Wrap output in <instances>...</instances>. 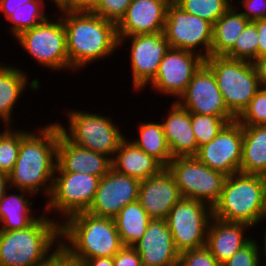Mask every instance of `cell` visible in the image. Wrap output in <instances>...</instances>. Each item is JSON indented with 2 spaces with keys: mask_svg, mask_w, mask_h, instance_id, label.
<instances>
[{
  "mask_svg": "<svg viewBox=\"0 0 266 266\" xmlns=\"http://www.w3.org/2000/svg\"><path fill=\"white\" fill-rule=\"evenodd\" d=\"M80 266H114L113 257L86 259Z\"/></svg>",
  "mask_w": 266,
  "mask_h": 266,
  "instance_id": "46",
  "label": "cell"
},
{
  "mask_svg": "<svg viewBox=\"0 0 266 266\" xmlns=\"http://www.w3.org/2000/svg\"><path fill=\"white\" fill-rule=\"evenodd\" d=\"M242 126L266 125V88L261 87L236 118Z\"/></svg>",
  "mask_w": 266,
  "mask_h": 266,
  "instance_id": "36",
  "label": "cell"
},
{
  "mask_svg": "<svg viewBox=\"0 0 266 266\" xmlns=\"http://www.w3.org/2000/svg\"><path fill=\"white\" fill-rule=\"evenodd\" d=\"M45 8V0L29 1L16 8L13 14L7 18V22L10 23L8 29L11 32V36L16 38L23 31L32 29L42 21H45L48 18Z\"/></svg>",
  "mask_w": 266,
  "mask_h": 266,
  "instance_id": "31",
  "label": "cell"
},
{
  "mask_svg": "<svg viewBox=\"0 0 266 266\" xmlns=\"http://www.w3.org/2000/svg\"><path fill=\"white\" fill-rule=\"evenodd\" d=\"M232 5L214 24L210 56H224L250 22Z\"/></svg>",
  "mask_w": 266,
  "mask_h": 266,
  "instance_id": "28",
  "label": "cell"
},
{
  "mask_svg": "<svg viewBox=\"0 0 266 266\" xmlns=\"http://www.w3.org/2000/svg\"><path fill=\"white\" fill-rule=\"evenodd\" d=\"M163 32L170 48L191 51L204 59L210 57L213 24L185 12L173 0L167 8Z\"/></svg>",
  "mask_w": 266,
  "mask_h": 266,
  "instance_id": "12",
  "label": "cell"
},
{
  "mask_svg": "<svg viewBox=\"0 0 266 266\" xmlns=\"http://www.w3.org/2000/svg\"><path fill=\"white\" fill-rule=\"evenodd\" d=\"M166 168L173 175L183 198L213 207L220 198L226 176L201 163L196 156L175 157Z\"/></svg>",
  "mask_w": 266,
  "mask_h": 266,
  "instance_id": "10",
  "label": "cell"
},
{
  "mask_svg": "<svg viewBox=\"0 0 266 266\" xmlns=\"http://www.w3.org/2000/svg\"><path fill=\"white\" fill-rule=\"evenodd\" d=\"M133 248L141 256L142 266H178L179 253L166 219H151Z\"/></svg>",
  "mask_w": 266,
  "mask_h": 266,
  "instance_id": "20",
  "label": "cell"
},
{
  "mask_svg": "<svg viewBox=\"0 0 266 266\" xmlns=\"http://www.w3.org/2000/svg\"><path fill=\"white\" fill-rule=\"evenodd\" d=\"M140 180L114 170L101 177L88 213L114 219L127 204L138 200Z\"/></svg>",
  "mask_w": 266,
  "mask_h": 266,
  "instance_id": "17",
  "label": "cell"
},
{
  "mask_svg": "<svg viewBox=\"0 0 266 266\" xmlns=\"http://www.w3.org/2000/svg\"><path fill=\"white\" fill-rule=\"evenodd\" d=\"M176 102L190 113L219 116L227 123L236 120L225 105L212 70L205 63L195 72Z\"/></svg>",
  "mask_w": 266,
  "mask_h": 266,
  "instance_id": "14",
  "label": "cell"
},
{
  "mask_svg": "<svg viewBox=\"0 0 266 266\" xmlns=\"http://www.w3.org/2000/svg\"><path fill=\"white\" fill-rule=\"evenodd\" d=\"M112 168V159L102 153L88 150L71 142L60 130L55 172L88 173L97 177Z\"/></svg>",
  "mask_w": 266,
  "mask_h": 266,
  "instance_id": "21",
  "label": "cell"
},
{
  "mask_svg": "<svg viewBox=\"0 0 266 266\" xmlns=\"http://www.w3.org/2000/svg\"><path fill=\"white\" fill-rule=\"evenodd\" d=\"M250 229L252 227L244 223L212 217L207 230L206 247L222 265L253 238L246 235Z\"/></svg>",
  "mask_w": 266,
  "mask_h": 266,
  "instance_id": "23",
  "label": "cell"
},
{
  "mask_svg": "<svg viewBox=\"0 0 266 266\" xmlns=\"http://www.w3.org/2000/svg\"><path fill=\"white\" fill-rule=\"evenodd\" d=\"M204 60L197 53L170 48L160 62L155 78L149 83L150 87L164 96L172 95L177 101Z\"/></svg>",
  "mask_w": 266,
  "mask_h": 266,
  "instance_id": "15",
  "label": "cell"
},
{
  "mask_svg": "<svg viewBox=\"0 0 266 266\" xmlns=\"http://www.w3.org/2000/svg\"><path fill=\"white\" fill-rule=\"evenodd\" d=\"M119 47L128 42L130 44V66L132 86L135 91L143 92L155 78L159 64L170 49L164 32L153 34H139L118 37ZM143 90V91H142Z\"/></svg>",
  "mask_w": 266,
  "mask_h": 266,
  "instance_id": "13",
  "label": "cell"
},
{
  "mask_svg": "<svg viewBox=\"0 0 266 266\" xmlns=\"http://www.w3.org/2000/svg\"><path fill=\"white\" fill-rule=\"evenodd\" d=\"M114 266H142L141 256L133 247L123 246L113 256Z\"/></svg>",
  "mask_w": 266,
  "mask_h": 266,
  "instance_id": "41",
  "label": "cell"
},
{
  "mask_svg": "<svg viewBox=\"0 0 266 266\" xmlns=\"http://www.w3.org/2000/svg\"><path fill=\"white\" fill-rule=\"evenodd\" d=\"M151 219L138 200L123 207L114 218L123 246L133 247L142 238Z\"/></svg>",
  "mask_w": 266,
  "mask_h": 266,
  "instance_id": "29",
  "label": "cell"
},
{
  "mask_svg": "<svg viewBox=\"0 0 266 266\" xmlns=\"http://www.w3.org/2000/svg\"><path fill=\"white\" fill-rule=\"evenodd\" d=\"M28 73L12 64L0 62V121L5 126H12L15 117H12L18 100L30 85V90L37 91L40 81L34 78L28 82Z\"/></svg>",
  "mask_w": 266,
  "mask_h": 266,
  "instance_id": "24",
  "label": "cell"
},
{
  "mask_svg": "<svg viewBox=\"0 0 266 266\" xmlns=\"http://www.w3.org/2000/svg\"><path fill=\"white\" fill-rule=\"evenodd\" d=\"M16 191L18 194L8 193L7 190L0 201V231L24 229L39 217L37 214L33 215L31 207L34 204L31 199L35 195L25 190Z\"/></svg>",
  "mask_w": 266,
  "mask_h": 266,
  "instance_id": "26",
  "label": "cell"
},
{
  "mask_svg": "<svg viewBox=\"0 0 266 266\" xmlns=\"http://www.w3.org/2000/svg\"><path fill=\"white\" fill-rule=\"evenodd\" d=\"M182 198L173 175L166 167L157 175L140 181L138 201L152 219H166Z\"/></svg>",
  "mask_w": 266,
  "mask_h": 266,
  "instance_id": "18",
  "label": "cell"
},
{
  "mask_svg": "<svg viewBox=\"0 0 266 266\" xmlns=\"http://www.w3.org/2000/svg\"><path fill=\"white\" fill-rule=\"evenodd\" d=\"M99 0H54L57 10L71 8L74 10H91Z\"/></svg>",
  "mask_w": 266,
  "mask_h": 266,
  "instance_id": "42",
  "label": "cell"
},
{
  "mask_svg": "<svg viewBox=\"0 0 266 266\" xmlns=\"http://www.w3.org/2000/svg\"><path fill=\"white\" fill-rule=\"evenodd\" d=\"M178 266H221L204 246L199 249L187 250L179 254Z\"/></svg>",
  "mask_w": 266,
  "mask_h": 266,
  "instance_id": "39",
  "label": "cell"
},
{
  "mask_svg": "<svg viewBox=\"0 0 266 266\" xmlns=\"http://www.w3.org/2000/svg\"><path fill=\"white\" fill-rule=\"evenodd\" d=\"M213 217L256 227L266 221V177L235 173L226 176Z\"/></svg>",
  "mask_w": 266,
  "mask_h": 266,
  "instance_id": "5",
  "label": "cell"
},
{
  "mask_svg": "<svg viewBox=\"0 0 266 266\" xmlns=\"http://www.w3.org/2000/svg\"><path fill=\"white\" fill-rule=\"evenodd\" d=\"M240 12L249 21L266 18V0H238ZM242 10V11H241ZM244 10V11H243Z\"/></svg>",
  "mask_w": 266,
  "mask_h": 266,
  "instance_id": "40",
  "label": "cell"
},
{
  "mask_svg": "<svg viewBox=\"0 0 266 266\" xmlns=\"http://www.w3.org/2000/svg\"><path fill=\"white\" fill-rule=\"evenodd\" d=\"M57 18L48 17L32 29L23 31L15 41H18L22 49L34 58L40 67L66 71L70 69L66 30L60 13Z\"/></svg>",
  "mask_w": 266,
  "mask_h": 266,
  "instance_id": "8",
  "label": "cell"
},
{
  "mask_svg": "<svg viewBox=\"0 0 266 266\" xmlns=\"http://www.w3.org/2000/svg\"><path fill=\"white\" fill-rule=\"evenodd\" d=\"M29 1L33 0H0L1 14L3 13L5 18L7 19L13 14L16 8H19V6H22Z\"/></svg>",
  "mask_w": 266,
  "mask_h": 266,
  "instance_id": "44",
  "label": "cell"
},
{
  "mask_svg": "<svg viewBox=\"0 0 266 266\" xmlns=\"http://www.w3.org/2000/svg\"><path fill=\"white\" fill-rule=\"evenodd\" d=\"M132 1L133 0H99L91 11L97 16L117 25L125 15Z\"/></svg>",
  "mask_w": 266,
  "mask_h": 266,
  "instance_id": "38",
  "label": "cell"
},
{
  "mask_svg": "<svg viewBox=\"0 0 266 266\" xmlns=\"http://www.w3.org/2000/svg\"><path fill=\"white\" fill-rule=\"evenodd\" d=\"M240 173L266 176V125L242 126Z\"/></svg>",
  "mask_w": 266,
  "mask_h": 266,
  "instance_id": "27",
  "label": "cell"
},
{
  "mask_svg": "<svg viewBox=\"0 0 266 266\" xmlns=\"http://www.w3.org/2000/svg\"><path fill=\"white\" fill-rule=\"evenodd\" d=\"M226 124L219 116L191 113V125L198 147L209 143Z\"/></svg>",
  "mask_w": 266,
  "mask_h": 266,
  "instance_id": "35",
  "label": "cell"
},
{
  "mask_svg": "<svg viewBox=\"0 0 266 266\" xmlns=\"http://www.w3.org/2000/svg\"><path fill=\"white\" fill-rule=\"evenodd\" d=\"M49 123L36 132L21 130L18 158L8 175L10 188L34 195L44 191V197H50L57 166L59 125L58 120Z\"/></svg>",
  "mask_w": 266,
  "mask_h": 266,
  "instance_id": "1",
  "label": "cell"
},
{
  "mask_svg": "<svg viewBox=\"0 0 266 266\" xmlns=\"http://www.w3.org/2000/svg\"><path fill=\"white\" fill-rule=\"evenodd\" d=\"M7 190H13L9 186V178L8 175L0 173V201L3 198V195L6 193Z\"/></svg>",
  "mask_w": 266,
  "mask_h": 266,
  "instance_id": "47",
  "label": "cell"
},
{
  "mask_svg": "<svg viewBox=\"0 0 266 266\" xmlns=\"http://www.w3.org/2000/svg\"><path fill=\"white\" fill-rule=\"evenodd\" d=\"M243 130L237 121L227 123L209 142L199 147L196 158L225 176L240 172Z\"/></svg>",
  "mask_w": 266,
  "mask_h": 266,
  "instance_id": "16",
  "label": "cell"
},
{
  "mask_svg": "<svg viewBox=\"0 0 266 266\" xmlns=\"http://www.w3.org/2000/svg\"><path fill=\"white\" fill-rule=\"evenodd\" d=\"M172 0H133L117 26L118 37L164 31Z\"/></svg>",
  "mask_w": 266,
  "mask_h": 266,
  "instance_id": "19",
  "label": "cell"
},
{
  "mask_svg": "<svg viewBox=\"0 0 266 266\" xmlns=\"http://www.w3.org/2000/svg\"><path fill=\"white\" fill-rule=\"evenodd\" d=\"M112 168L121 174L141 181L157 175L164 166L125 137L120 142L112 159Z\"/></svg>",
  "mask_w": 266,
  "mask_h": 266,
  "instance_id": "25",
  "label": "cell"
},
{
  "mask_svg": "<svg viewBox=\"0 0 266 266\" xmlns=\"http://www.w3.org/2000/svg\"><path fill=\"white\" fill-rule=\"evenodd\" d=\"M253 237L245 246L232 255L221 266H261L263 260L258 240Z\"/></svg>",
  "mask_w": 266,
  "mask_h": 266,
  "instance_id": "37",
  "label": "cell"
},
{
  "mask_svg": "<svg viewBox=\"0 0 266 266\" xmlns=\"http://www.w3.org/2000/svg\"><path fill=\"white\" fill-rule=\"evenodd\" d=\"M258 45L256 24L250 21L237 38L234 46L224 56L253 62L258 57Z\"/></svg>",
  "mask_w": 266,
  "mask_h": 266,
  "instance_id": "34",
  "label": "cell"
},
{
  "mask_svg": "<svg viewBox=\"0 0 266 266\" xmlns=\"http://www.w3.org/2000/svg\"><path fill=\"white\" fill-rule=\"evenodd\" d=\"M60 243L61 249L79 266L86 259L113 257L123 247L114 219L88 212L61 222Z\"/></svg>",
  "mask_w": 266,
  "mask_h": 266,
  "instance_id": "3",
  "label": "cell"
},
{
  "mask_svg": "<svg viewBox=\"0 0 266 266\" xmlns=\"http://www.w3.org/2000/svg\"><path fill=\"white\" fill-rule=\"evenodd\" d=\"M212 217V207L197 200L182 198L173 206L166 222L179 254L206 246L207 230Z\"/></svg>",
  "mask_w": 266,
  "mask_h": 266,
  "instance_id": "11",
  "label": "cell"
},
{
  "mask_svg": "<svg viewBox=\"0 0 266 266\" xmlns=\"http://www.w3.org/2000/svg\"><path fill=\"white\" fill-rule=\"evenodd\" d=\"M136 139H129L136 147L157 159L166 167L173 159L164 134L162 122H140Z\"/></svg>",
  "mask_w": 266,
  "mask_h": 266,
  "instance_id": "30",
  "label": "cell"
},
{
  "mask_svg": "<svg viewBox=\"0 0 266 266\" xmlns=\"http://www.w3.org/2000/svg\"><path fill=\"white\" fill-rule=\"evenodd\" d=\"M59 11L66 30L67 53L73 72L100 59L110 58L119 48L115 23L91 10L64 8Z\"/></svg>",
  "mask_w": 266,
  "mask_h": 266,
  "instance_id": "2",
  "label": "cell"
},
{
  "mask_svg": "<svg viewBox=\"0 0 266 266\" xmlns=\"http://www.w3.org/2000/svg\"><path fill=\"white\" fill-rule=\"evenodd\" d=\"M100 179L88 173L55 172L44 212L47 210L48 215L50 211L61 215L62 222L74 214L87 212L94 201Z\"/></svg>",
  "mask_w": 266,
  "mask_h": 266,
  "instance_id": "9",
  "label": "cell"
},
{
  "mask_svg": "<svg viewBox=\"0 0 266 266\" xmlns=\"http://www.w3.org/2000/svg\"><path fill=\"white\" fill-rule=\"evenodd\" d=\"M258 34V57L266 56V18L253 21Z\"/></svg>",
  "mask_w": 266,
  "mask_h": 266,
  "instance_id": "43",
  "label": "cell"
},
{
  "mask_svg": "<svg viewBox=\"0 0 266 266\" xmlns=\"http://www.w3.org/2000/svg\"><path fill=\"white\" fill-rule=\"evenodd\" d=\"M68 128L58 122L61 132L73 143L113 159L120 142L126 137L111 117L99 113L70 109ZM119 128V129H118ZM121 131V132H120Z\"/></svg>",
  "mask_w": 266,
  "mask_h": 266,
  "instance_id": "7",
  "label": "cell"
},
{
  "mask_svg": "<svg viewBox=\"0 0 266 266\" xmlns=\"http://www.w3.org/2000/svg\"><path fill=\"white\" fill-rule=\"evenodd\" d=\"M4 127L0 132V173L9 175L18 158L21 130L15 129L14 125Z\"/></svg>",
  "mask_w": 266,
  "mask_h": 266,
  "instance_id": "33",
  "label": "cell"
},
{
  "mask_svg": "<svg viewBox=\"0 0 266 266\" xmlns=\"http://www.w3.org/2000/svg\"><path fill=\"white\" fill-rule=\"evenodd\" d=\"M262 239H264V240H262L263 247L260 246V249H261V257L264 256L263 259H264L265 263L261 262V264H263L262 266H266V229L264 230V234H263ZM262 251H263V253H262Z\"/></svg>",
  "mask_w": 266,
  "mask_h": 266,
  "instance_id": "48",
  "label": "cell"
},
{
  "mask_svg": "<svg viewBox=\"0 0 266 266\" xmlns=\"http://www.w3.org/2000/svg\"><path fill=\"white\" fill-rule=\"evenodd\" d=\"M261 87L266 86V56L257 57L252 62Z\"/></svg>",
  "mask_w": 266,
  "mask_h": 266,
  "instance_id": "45",
  "label": "cell"
},
{
  "mask_svg": "<svg viewBox=\"0 0 266 266\" xmlns=\"http://www.w3.org/2000/svg\"><path fill=\"white\" fill-rule=\"evenodd\" d=\"M204 63L212 70L227 109L237 118L261 88L252 62L210 56Z\"/></svg>",
  "mask_w": 266,
  "mask_h": 266,
  "instance_id": "6",
  "label": "cell"
},
{
  "mask_svg": "<svg viewBox=\"0 0 266 266\" xmlns=\"http://www.w3.org/2000/svg\"><path fill=\"white\" fill-rule=\"evenodd\" d=\"M163 117L161 122L172 158L196 156L199 147L191 125V113L173 101Z\"/></svg>",
  "mask_w": 266,
  "mask_h": 266,
  "instance_id": "22",
  "label": "cell"
},
{
  "mask_svg": "<svg viewBox=\"0 0 266 266\" xmlns=\"http://www.w3.org/2000/svg\"><path fill=\"white\" fill-rule=\"evenodd\" d=\"M185 12L214 24L233 4L234 0H173Z\"/></svg>",
  "mask_w": 266,
  "mask_h": 266,
  "instance_id": "32",
  "label": "cell"
},
{
  "mask_svg": "<svg viewBox=\"0 0 266 266\" xmlns=\"http://www.w3.org/2000/svg\"><path fill=\"white\" fill-rule=\"evenodd\" d=\"M42 213L24 229L0 231V266H39L61 248V220Z\"/></svg>",
  "mask_w": 266,
  "mask_h": 266,
  "instance_id": "4",
  "label": "cell"
}]
</instances>
